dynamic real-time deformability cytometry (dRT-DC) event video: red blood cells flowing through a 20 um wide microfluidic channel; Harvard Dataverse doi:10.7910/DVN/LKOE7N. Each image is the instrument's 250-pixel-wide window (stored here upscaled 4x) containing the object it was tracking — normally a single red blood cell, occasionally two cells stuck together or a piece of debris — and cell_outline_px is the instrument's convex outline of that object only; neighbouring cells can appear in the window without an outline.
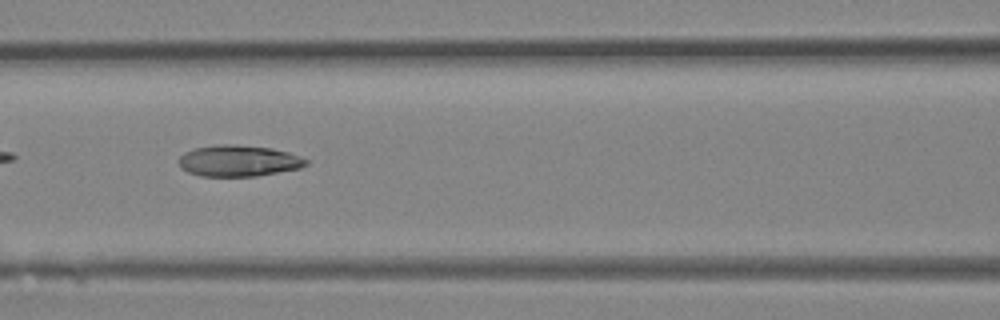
{"species": "Egyptian fruit bat (a non-hibernating species)", "species_latin": "Rousettus aegyptiacus", "temperature_condition": "room temperature", "stored_images_in_passage": 26, "camera_frame_rate_fps": 3000, "um_per_image_px": 0.085, "animal": {"sex": "female"}, "frame": {"image": 1, "passage_image": 5, "time_ms": 1.333, "image_size_px": [1000, 320], "cell_outline_px": [[308, 164], [300, 168], [256, 176], [200, 176], [188, 172], [180, 168], [180, 156], [184, 152], [196, 148], [216, 144], [232, 144], [272, 148], [288, 152], [308, 160]], "centroid_in_image_um": [20.27, 13.67], "position_along_channel_um": 146.3, "area_um2": 23.12}}
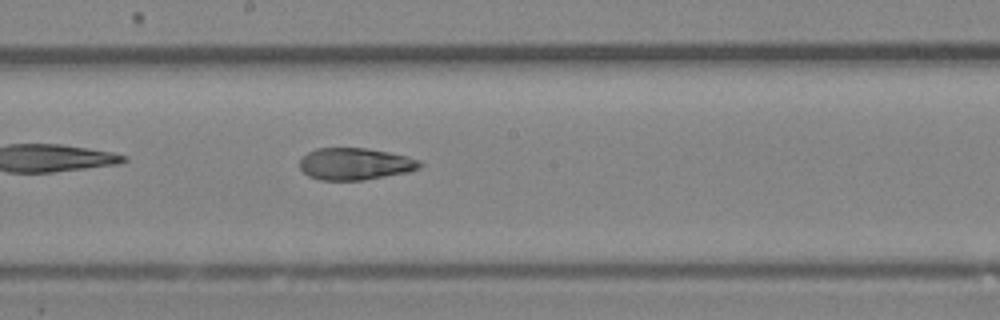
{"frame": {"image": 2, "passage_image": 9, "time_ms": 2.667, "image_size_px": [1000, 320], "cell_outline_px": [[424, 164], [420, 168], [408, 172], [364, 180], [320, 180], [308, 176], [300, 168], [300, 160], [308, 152], [316, 148], [364, 148], [388, 152], [408, 156], [420, 160]], "centroid_in_image_um": [30.21, 13.93], "position_along_channel_um": 218.0, "area_um2": 22.43}}
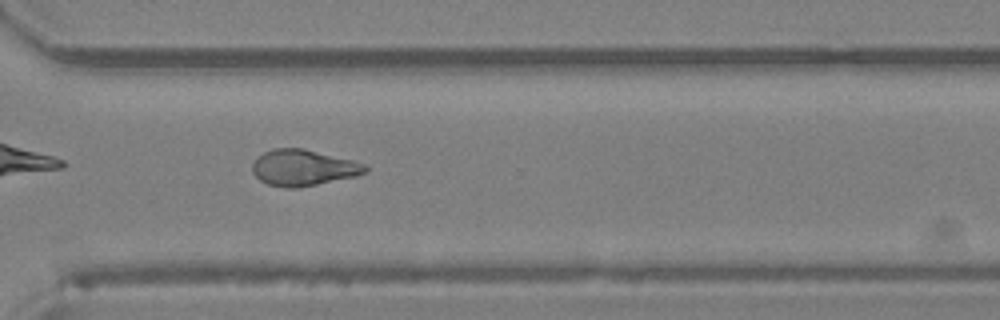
{"frame": {"image": 3, "passage_image": 16, "time_ms": 5.0, "image_size_px": [1000, 320], "cell_outline_px": [[368, 172], [356, 176], [296, 188], [288, 188], [268, 184], [260, 180], [252, 172], [252, 164], [264, 152], [272, 148], [304, 148], [368, 164]], "centroid_in_image_um": [25.81, 14.25], "position_along_channel_um": 344.8, "area_um2": 23.7}}